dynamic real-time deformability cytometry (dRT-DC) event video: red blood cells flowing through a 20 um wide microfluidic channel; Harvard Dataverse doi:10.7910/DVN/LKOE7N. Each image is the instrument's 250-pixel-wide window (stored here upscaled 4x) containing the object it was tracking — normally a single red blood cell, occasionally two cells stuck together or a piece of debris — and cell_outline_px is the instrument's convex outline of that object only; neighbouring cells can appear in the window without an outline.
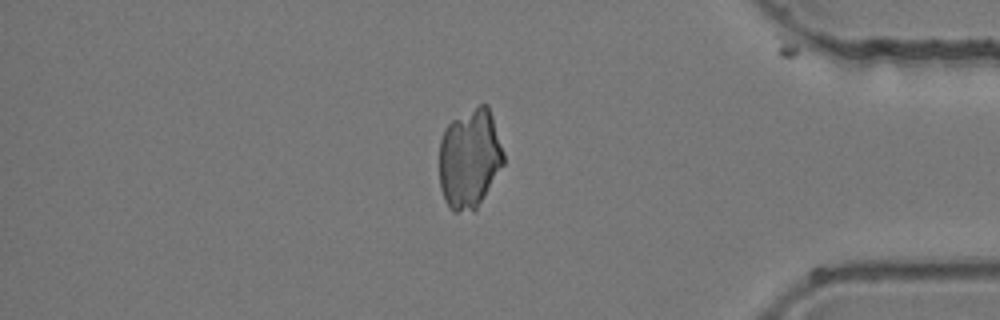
{"species": "common noctule bat (a hibernating species)", "species_latin": "Nyctalus noctula", "temperature_condition": "room temperature", "stored_images_in_passage": 45, "camera_frame_rate_fps": 3000, "um_per_image_px": 0.085, "animal": {"sex": "female", "body_mass_g": 24.6, "forearm_length_mm": 56.2}, "frame": {"image": 1, "passage_image": 38, "time_ms": 12.333, "image_size_px": [1000, 320], "cell_outline_px": [[504, 164], [476, 212], [452, 212], [448, 208], [444, 200], [440, 188], [440, 140], [444, 128], [452, 120], [480, 104], [488, 104], [504, 152]], "centroid_in_image_um": [39.92, 13.53], "position_along_channel_um": 395.3, "area_um2": 37.86}}
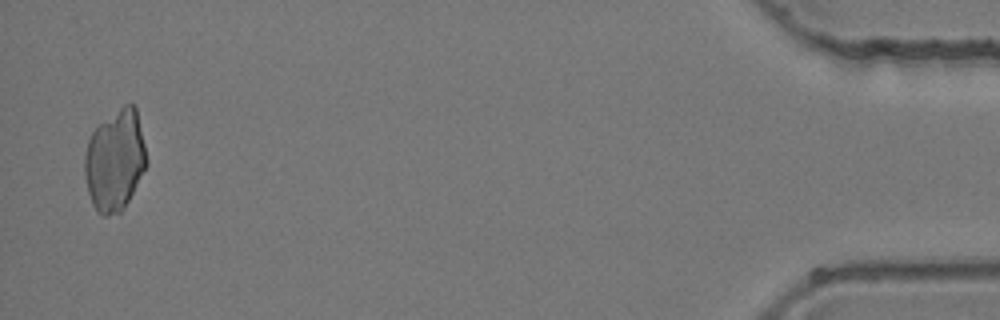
{"frame": {"image": 2, "passage_image": 44, "time_ms": 14.333, "image_size_px": [1000, 320], "cell_outline_px": [[148, 164], [128, 200], [120, 212], [108, 216], [100, 216], [96, 212], [92, 204], [88, 192], [84, 176], [84, 156], [88, 140], [96, 124], [124, 104], [132, 104], [136, 108], [148, 160]], "centroid_in_image_um": [9.75, 13.63], "position_along_channel_um": 425.5, "area_um2": 36.82}}